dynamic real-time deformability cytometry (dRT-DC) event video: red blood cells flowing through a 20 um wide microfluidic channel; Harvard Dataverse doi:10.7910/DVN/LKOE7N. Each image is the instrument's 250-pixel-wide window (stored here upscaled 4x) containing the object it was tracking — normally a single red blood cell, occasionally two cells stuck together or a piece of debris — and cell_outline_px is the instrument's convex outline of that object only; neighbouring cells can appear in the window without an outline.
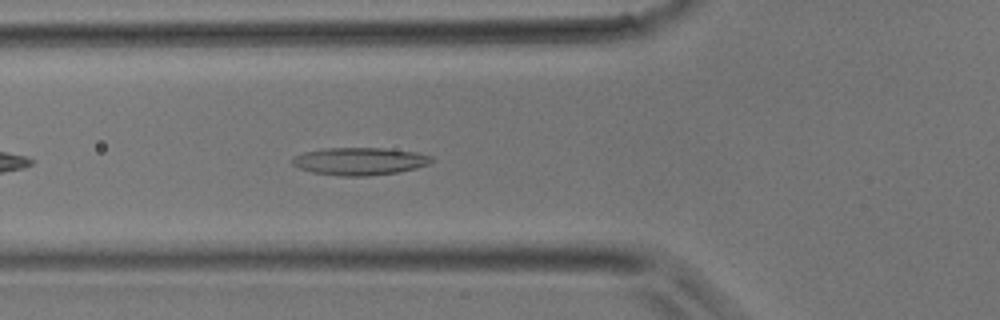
{"species": "common noctule bat (a hibernating species)", "species_latin": "Nyctalus noctula", "temperature_condition": "room temperature", "stored_images_in_passage": 30, "camera_frame_rate_fps": 3000, "um_per_image_px": 0.085, "animal": {"sex": "male", "body_mass_g": 17.9}, "frame": {"image": 1, "passage_image": 4, "time_ms": 1.0, "image_size_px": [1000, 320], "cell_outline_px": [[432, 160], [428, 164], [416, 168], [400, 172], [368, 176], [340, 176], [312, 172], [300, 168], [292, 164], [292, 156], [304, 152], [324, 148], [384, 148], [416, 152], [432, 156]], "centroid_in_image_um": [30.56, 13.7], "position_along_channel_um": 95.2, "area_um2": 22.43}}
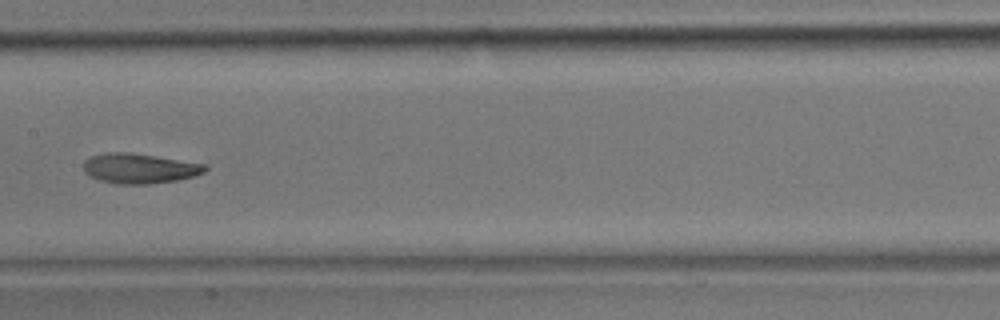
{"frame": {"image": 2, "passage_image": 10, "time_ms": 3.0, "image_size_px": [1000, 320], "cell_outline_px": [[208, 168], [204, 172], [192, 176], [176, 180], [148, 184], [120, 184], [100, 180], [84, 172], [84, 160], [92, 156], [104, 152], [128, 152], [208, 164]], "centroid_in_image_um": [11.86, 14.3], "position_along_channel_um": 195.5, "area_um2": 21.1}}
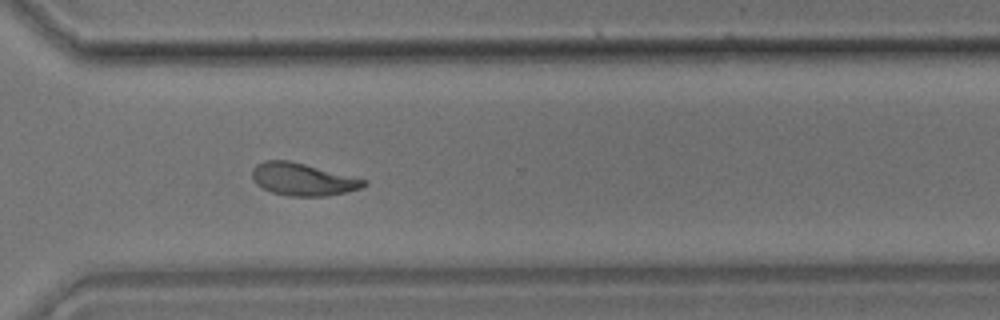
{"frame": {"image": 3, "passage_image": 19, "time_ms": 6.0, "image_size_px": [1000, 320], "cell_outline_px": [[368, 184], [360, 188], [344, 192], [324, 196], [288, 196], [272, 192], [256, 184], [252, 176], [252, 168], [256, 164], [268, 160], [288, 160], [368, 180]], "centroid_in_image_um": [25.72, 15.24], "position_along_channel_um": 344.9, "area_um2": 20.87}}